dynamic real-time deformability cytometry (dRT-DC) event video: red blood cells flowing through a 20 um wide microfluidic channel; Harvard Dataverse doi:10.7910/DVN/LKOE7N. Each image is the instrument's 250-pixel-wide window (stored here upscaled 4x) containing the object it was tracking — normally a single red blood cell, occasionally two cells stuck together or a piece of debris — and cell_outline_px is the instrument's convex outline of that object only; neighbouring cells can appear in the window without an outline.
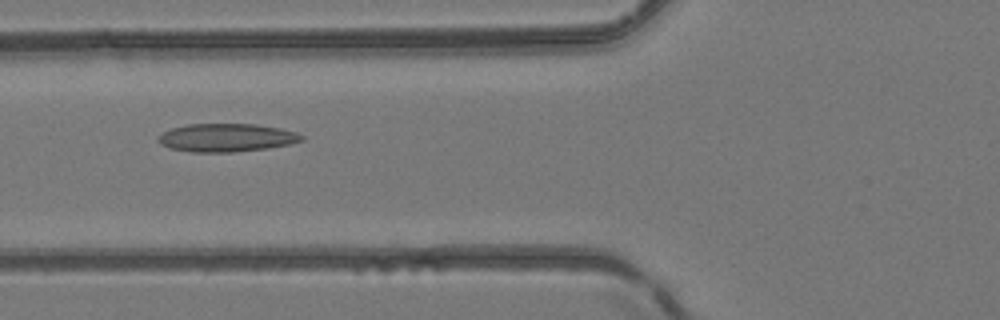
{"species": "common noctule bat (a hibernating species)", "species_latin": "Nyctalus noctula", "temperature_condition": "room temperature", "stored_images_in_passage": 50, "camera_frame_rate_fps": 3000, "um_per_image_px": 0.085, "animal": {"sex": "female", "body_mass_g": 24.6, "forearm_length_mm": 56.2}, "frame": {"image": 1, "passage_image": 20, "time_ms": 6.333, "image_size_px": [1000, 320], "cell_outline_px": [[304, 140], [288, 144], [268, 148], [232, 152], [192, 152], [168, 148], [160, 144], [156, 140], [156, 136], [172, 128], [184, 124], [256, 124], [280, 128], [296, 132], [304, 136]], "centroid_in_image_um": [19.21, 11.7], "position_along_channel_um": 106.6, "area_um2": 23.7}}
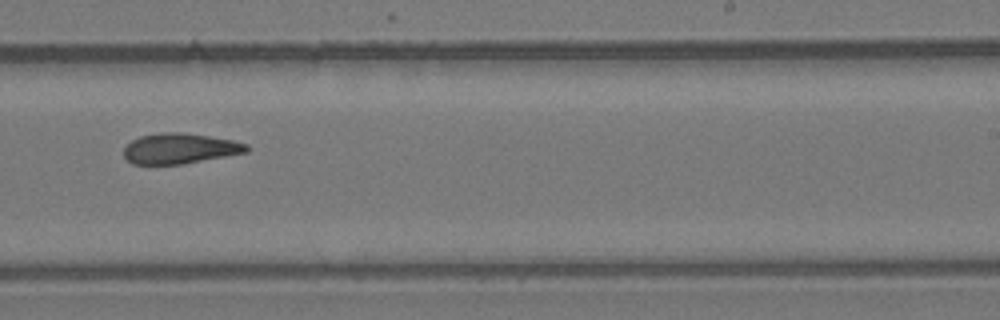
{"frame": {"image": 2, "passage_image": 32, "time_ms": 10.333, "image_size_px": [1000, 320], "cell_outline_px": [[252, 148], [248, 152], [184, 164], [132, 164], [124, 156], [124, 148], [132, 140], [140, 136], [160, 132], [180, 132], [208, 136], [232, 140], [248, 144]], "centroid_in_image_um": [15.31, 12.62], "position_along_channel_um": 273.7, "area_um2": 21.85}}
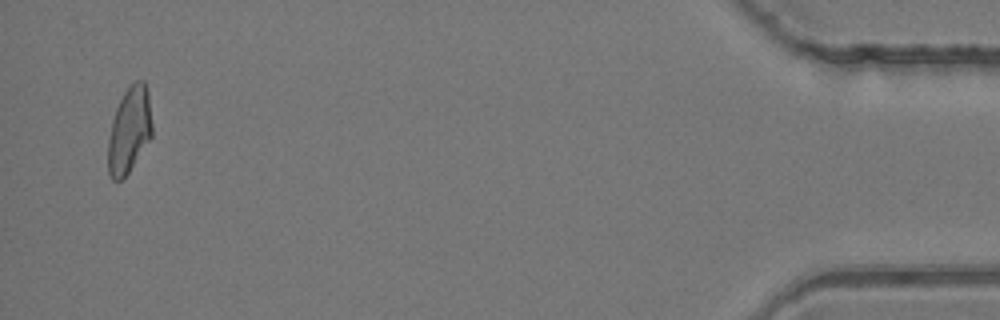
{"frame": {"image": 3, "passage_image": 49, "time_ms": 16.0, "image_size_px": [1000, 320], "cell_outline_px": [[152, 136], [128, 172], [120, 180], [112, 180], [108, 172], [108, 140], [112, 120], [116, 108], [124, 92], [136, 80], [144, 80], [148, 92], [152, 124]], "centroid_in_image_um": [10.99, 11.05], "position_along_channel_um": 424.2, "area_um2": 21.85}, "authors_computed_cell_mechanics": {"area_um2": 22.542, "velocity_mm_per_s": 4.1847, "shape_relaxation_time_tau1_ms": null, "shape_relaxation_time_tau2_ms": 5.059, "deformation_change_tau1": null, "deformation_change_tau2": 0.1376}}